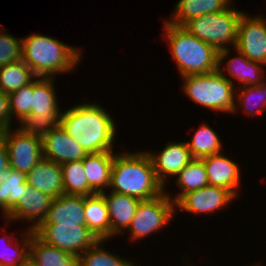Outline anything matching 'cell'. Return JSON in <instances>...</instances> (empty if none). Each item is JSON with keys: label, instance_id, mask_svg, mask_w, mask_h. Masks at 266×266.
<instances>
[{"label": "cell", "instance_id": "34", "mask_svg": "<svg viewBox=\"0 0 266 266\" xmlns=\"http://www.w3.org/2000/svg\"><path fill=\"white\" fill-rule=\"evenodd\" d=\"M0 28V67L22 60V38Z\"/></svg>", "mask_w": 266, "mask_h": 266}, {"label": "cell", "instance_id": "26", "mask_svg": "<svg viewBox=\"0 0 266 266\" xmlns=\"http://www.w3.org/2000/svg\"><path fill=\"white\" fill-rule=\"evenodd\" d=\"M26 229V230H25ZM19 235L20 239L7 233L0 237V243H5V248L0 249V266H24L29 262V247L31 230L25 228ZM3 240V241H2ZM8 245V246H7Z\"/></svg>", "mask_w": 266, "mask_h": 266}, {"label": "cell", "instance_id": "21", "mask_svg": "<svg viewBox=\"0 0 266 266\" xmlns=\"http://www.w3.org/2000/svg\"><path fill=\"white\" fill-rule=\"evenodd\" d=\"M82 160L90 189L95 194L108 190L111 181L114 151L90 153Z\"/></svg>", "mask_w": 266, "mask_h": 266}, {"label": "cell", "instance_id": "20", "mask_svg": "<svg viewBox=\"0 0 266 266\" xmlns=\"http://www.w3.org/2000/svg\"><path fill=\"white\" fill-rule=\"evenodd\" d=\"M26 183L53 198L64 194L63 176L60 164L43 157L26 174Z\"/></svg>", "mask_w": 266, "mask_h": 266}, {"label": "cell", "instance_id": "31", "mask_svg": "<svg viewBox=\"0 0 266 266\" xmlns=\"http://www.w3.org/2000/svg\"><path fill=\"white\" fill-rule=\"evenodd\" d=\"M36 77L23 60L0 67V91L9 94L31 83Z\"/></svg>", "mask_w": 266, "mask_h": 266}, {"label": "cell", "instance_id": "4", "mask_svg": "<svg viewBox=\"0 0 266 266\" xmlns=\"http://www.w3.org/2000/svg\"><path fill=\"white\" fill-rule=\"evenodd\" d=\"M164 40L169 46L172 60L180 76L207 74L217 70L218 51L200 40L183 26L164 19Z\"/></svg>", "mask_w": 266, "mask_h": 266}, {"label": "cell", "instance_id": "27", "mask_svg": "<svg viewBox=\"0 0 266 266\" xmlns=\"http://www.w3.org/2000/svg\"><path fill=\"white\" fill-rule=\"evenodd\" d=\"M239 109L253 117L262 115L266 111V79L261 84L236 89L235 104L231 114H236Z\"/></svg>", "mask_w": 266, "mask_h": 266}, {"label": "cell", "instance_id": "35", "mask_svg": "<svg viewBox=\"0 0 266 266\" xmlns=\"http://www.w3.org/2000/svg\"><path fill=\"white\" fill-rule=\"evenodd\" d=\"M12 121L9 96L7 93L0 91V133L13 127L11 126Z\"/></svg>", "mask_w": 266, "mask_h": 266}, {"label": "cell", "instance_id": "38", "mask_svg": "<svg viewBox=\"0 0 266 266\" xmlns=\"http://www.w3.org/2000/svg\"><path fill=\"white\" fill-rule=\"evenodd\" d=\"M24 266H33L31 263H27V264H25Z\"/></svg>", "mask_w": 266, "mask_h": 266}, {"label": "cell", "instance_id": "1", "mask_svg": "<svg viewBox=\"0 0 266 266\" xmlns=\"http://www.w3.org/2000/svg\"><path fill=\"white\" fill-rule=\"evenodd\" d=\"M84 102L62 111L61 127L83 147L87 154L113 151L118 130L114 118L99 103L93 101L89 103L87 99Z\"/></svg>", "mask_w": 266, "mask_h": 266}, {"label": "cell", "instance_id": "37", "mask_svg": "<svg viewBox=\"0 0 266 266\" xmlns=\"http://www.w3.org/2000/svg\"><path fill=\"white\" fill-rule=\"evenodd\" d=\"M259 264H261V262H259V263H258V262H257V263H254V264H252V265L250 264V266H261V265H259Z\"/></svg>", "mask_w": 266, "mask_h": 266}, {"label": "cell", "instance_id": "28", "mask_svg": "<svg viewBox=\"0 0 266 266\" xmlns=\"http://www.w3.org/2000/svg\"><path fill=\"white\" fill-rule=\"evenodd\" d=\"M26 187V175L13 168L4 171L0 183L1 216L6 221V214L17 204Z\"/></svg>", "mask_w": 266, "mask_h": 266}, {"label": "cell", "instance_id": "2", "mask_svg": "<svg viewBox=\"0 0 266 266\" xmlns=\"http://www.w3.org/2000/svg\"><path fill=\"white\" fill-rule=\"evenodd\" d=\"M109 190L141 201L157 198L165 192L146 152H114Z\"/></svg>", "mask_w": 266, "mask_h": 266}, {"label": "cell", "instance_id": "18", "mask_svg": "<svg viewBox=\"0 0 266 266\" xmlns=\"http://www.w3.org/2000/svg\"><path fill=\"white\" fill-rule=\"evenodd\" d=\"M56 224L86 226L84 196L61 194L53 198L48 213L40 225Z\"/></svg>", "mask_w": 266, "mask_h": 266}, {"label": "cell", "instance_id": "12", "mask_svg": "<svg viewBox=\"0 0 266 266\" xmlns=\"http://www.w3.org/2000/svg\"><path fill=\"white\" fill-rule=\"evenodd\" d=\"M235 49L253 62L266 66V18L244 12L238 24Z\"/></svg>", "mask_w": 266, "mask_h": 266}, {"label": "cell", "instance_id": "22", "mask_svg": "<svg viewBox=\"0 0 266 266\" xmlns=\"http://www.w3.org/2000/svg\"><path fill=\"white\" fill-rule=\"evenodd\" d=\"M29 263L33 266H79L78 257L41 240L31 230Z\"/></svg>", "mask_w": 266, "mask_h": 266}, {"label": "cell", "instance_id": "33", "mask_svg": "<svg viewBox=\"0 0 266 266\" xmlns=\"http://www.w3.org/2000/svg\"><path fill=\"white\" fill-rule=\"evenodd\" d=\"M34 94V80L22 86L20 89L8 94L10 112L16 123L22 121L26 116L32 114V95Z\"/></svg>", "mask_w": 266, "mask_h": 266}, {"label": "cell", "instance_id": "30", "mask_svg": "<svg viewBox=\"0 0 266 266\" xmlns=\"http://www.w3.org/2000/svg\"><path fill=\"white\" fill-rule=\"evenodd\" d=\"M107 240H98L78 257L79 266H137L136 261L129 260L116 252L104 248ZM127 259V260H126Z\"/></svg>", "mask_w": 266, "mask_h": 266}, {"label": "cell", "instance_id": "23", "mask_svg": "<svg viewBox=\"0 0 266 266\" xmlns=\"http://www.w3.org/2000/svg\"><path fill=\"white\" fill-rule=\"evenodd\" d=\"M84 213L86 226L96 238L110 241V217L106 201L101 193L84 196Z\"/></svg>", "mask_w": 266, "mask_h": 266}, {"label": "cell", "instance_id": "7", "mask_svg": "<svg viewBox=\"0 0 266 266\" xmlns=\"http://www.w3.org/2000/svg\"><path fill=\"white\" fill-rule=\"evenodd\" d=\"M54 77H36L32 95V114L18 124V128L29 134L43 136L60 125L59 100Z\"/></svg>", "mask_w": 266, "mask_h": 266}, {"label": "cell", "instance_id": "5", "mask_svg": "<svg viewBox=\"0 0 266 266\" xmlns=\"http://www.w3.org/2000/svg\"><path fill=\"white\" fill-rule=\"evenodd\" d=\"M181 79L182 92L194 104L216 113H232L235 86L217 70L207 74L185 75Z\"/></svg>", "mask_w": 266, "mask_h": 266}, {"label": "cell", "instance_id": "10", "mask_svg": "<svg viewBox=\"0 0 266 266\" xmlns=\"http://www.w3.org/2000/svg\"><path fill=\"white\" fill-rule=\"evenodd\" d=\"M1 134L8 151L9 168L26 175L43 157L42 136L24 133L18 127Z\"/></svg>", "mask_w": 266, "mask_h": 266}, {"label": "cell", "instance_id": "17", "mask_svg": "<svg viewBox=\"0 0 266 266\" xmlns=\"http://www.w3.org/2000/svg\"><path fill=\"white\" fill-rule=\"evenodd\" d=\"M43 158L57 164L80 161L86 155L83 147L59 125L42 136Z\"/></svg>", "mask_w": 266, "mask_h": 266}, {"label": "cell", "instance_id": "29", "mask_svg": "<svg viewBox=\"0 0 266 266\" xmlns=\"http://www.w3.org/2000/svg\"><path fill=\"white\" fill-rule=\"evenodd\" d=\"M209 124H201L191 136V141H186L193 158H203L223 152V143L219 134Z\"/></svg>", "mask_w": 266, "mask_h": 266}, {"label": "cell", "instance_id": "25", "mask_svg": "<svg viewBox=\"0 0 266 266\" xmlns=\"http://www.w3.org/2000/svg\"><path fill=\"white\" fill-rule=\"evenodd\" d=\"M175 187L179 188L175 195L169 193L165 188L166 194L176 202L183 194L201 189L207 185V173L202 159L193 158L176 176Z\"/></svg>", "mask_w": 266, "mask_h": 266}, {"label": "cell", "instance_id": "8", "mask_svg": "<svg viewBox=\"0 0 266 266\" xmlns=\"http://www.w3.org/2000/svg\"><path fill=\"white\" fill-rule=\"evenodd\" d=\"M175 202L164 192L157 198L141 201L126 231L132 242L140 241L161 232L166 224L174 220Z\"/></svg>", "mask_w": 266, "mask_h": 266}, {"label": "cell", "instance_id": "11", "mask_svg": "<svg viewBox=\"0 0 266 266\" xmlns=\"http://www.w3.org/2000/svg\"><path fill=\"white\" fill-rule=\"evenodd\" d=\"M230 49L218 51L217 71L225 76L235 86V89L258 85L266 79L265 65L249 60L235 48H232V51L234 49L236 55L230 57Z\"/></svg>", "mask_w": 266, "mask_h": 266}, {"label": "cell", "instance_id": "32", "mask_svg": "<svg viewBox=\"0 0 266 266\" xmlns=\"http://www.w3.org/2000/svg\"><path fill=\"white\" fill-rule=\"evenodd\" d=\"M64 194L89 196L95 194L88 185L83 160L60 164Z\"/></svg>", "mask_w": 266, "mask_h": 266}, {"label": "cell", "instance_id": "24", "mask_svg": "<svg viewBox=\"0 0 266 266\" xmlns=\"http://www.w3.org/2000/svg\"><path fill=\"white\" fill-rule=\"evenodd\" d=\"M232 0H178L175 4L174 10L171 14V19H165L167 22L183 26L190 19L222 12L226 10L231 4Z\"/></svg>", "mask_w": 266, "mask_h": 266}, {"label": "cell", "instance_id": "15", "mask_svg": "<svg viewBox=\"0 0 266 266\" xmlns=\"http://www.w3.org/2000/svg\"><path fill=\"white\" fill-rule=\"evenodd\" d=\"M53 197L46 193L36 190L26 183L25 190L17 204L6 214V223L17 221H28L26 227L29 230H35L45 219L51 206Z\"/></svg>", "mask_w": 266, "mask_h": 266}, {"label": "cell", "instance_id": "9", "mask_svg": "<svg viewBox=\"0 0 266 266\" xmlns=\"http://www.w3.org/2000/svg\"><path fill=\"white\" fill-rule=\"evenodd\" d=\"M34 233L45 243L77 257L98 241L87 226L75 224L39 225Z\"/></svg>", "mask_w": 266, "mask_h": 266}, {"label": "cell", "instance_id": "14", "mask_svg": "<svg viewBox=\"0 0 266 266\" xmlns=\"http://www.w3.org/2000/svg\"><path fill=\"white\" fill-rule=\"evenodd\" d=\"M146 152L152 161L158 181L165 188L193 159L186 141H168L160 152L157 153V150L156 152L146 150Z\"/></svg>", "mask_w": 266, "mask_h": 266}, {"label": "cell", "instance_id": "19", "mask_svg": "<svg viewBox=\"0 0 266 266\" xmlns=\"http://www.w3.org/2000/svg\"><path fill=\"white\" fill-rule=\"evenodd\" d=\"M101 194L104 196L108 207L112 241V238L125 234L141 200L112 191L110 193L105 191Z\"/></svg>", "mask_w": 266, "mask_h": 266}, {"label": "cell", "instance_id": "16", "mask_svg": "<svg viewBox=\"0 0 266 266\" xmlns=\"http://www.w3.org/2000/svg\"><path fill=\"white\" fill-rule=\"evenodd\" d=\"M225 151L201 158L209 185L222 187L238 197L241 185V168L238 163L224 155Z\"/></svg>", "mask_w": 266, "mask_h": 266}, {"label": "cell", "instance_id": "3", "mask_svg": "<svg viewBox=\"0 0 266 266\" xmlns=\"http://www.w3.org/2000/svg\"><path fill=\"white\" fill-rule=\"evenodd\" d=\"M22 38V60L37 77H54L74 72L83 57L81 47L63 43L40 33Z\"/></svg>", "mask_w": 266, "mask_h": 266}, {"label": "cell", "instance_id": "6", "mask_svg": "<svg viewBox=\"0 0 266 266\" xmlns=\"http://www.w3.org/2000/svg\"><path fill=\"white\" fill-rule=\"evenodd\" d=\"M229 6L226 10L194 17L183 27L217 51L235 48L238 24L244 11Z\"/></svg>", "mask_w": 266, "mask_h": 266}, {"label": "cell", "instance_id": "36", "mask_svg": "<svg viewBox=\"0 0 266 266\" xmlns=\"http://www.w3.org/2000/svg\"><path fill=\"white\" fill-rule=\"evenodd\" d=\"M9 169L8 151L2 134L0 133V183L4 171Z\"/></svg>", "mask_w": 266, "mask_h": 266}, {"label": "cell", "instance_id": "13", "mask_svg": "<svg viewBox=\"0 0 266 266\" xmlns=\"http://www.w3.org/2000/svg\"><path fill=\"white\" fill-rule=\"evenodd\" d=\"M237 199L229 190L222 187L207 185L201 189L183 194L176 202L177 211H185L189 214L199 216L201 214H212L223 210L232 201ZM179 209V210H178Z\"/></svg>", "mask_w": 266, "mask_h": 266}]
</instances>
